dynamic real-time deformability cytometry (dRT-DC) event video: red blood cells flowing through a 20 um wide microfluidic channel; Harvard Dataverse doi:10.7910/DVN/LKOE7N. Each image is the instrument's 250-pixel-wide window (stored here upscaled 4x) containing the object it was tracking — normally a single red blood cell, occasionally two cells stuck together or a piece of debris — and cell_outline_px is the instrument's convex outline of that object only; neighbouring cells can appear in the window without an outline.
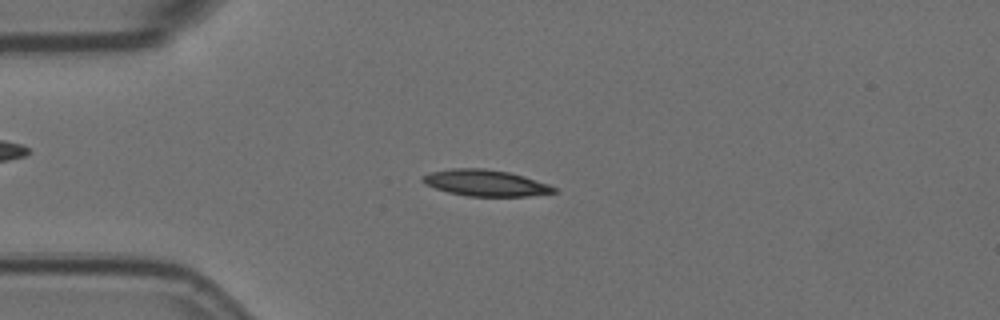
{"species": "Egyptian fruit bat (a non-hibernating species)", "species_latin": "Rousettus aegyptiacus", "temperature_condition": "room temperature", "stored_images_in_passage": 43, "camera_frame_rate_fps": 3000, "um_per_image_px": 0.085, "animal": {"sex": "female"}, "frame": {"image": 1, "passage_image": 1, "time_ms": 0.0, "image_size_px": [1000, 320], "cell_outline_px": [[556, 192], [528, 196], [468, 196], [448, 192], [424, 184], [420, 180], [420, 176], [432, 172], [452, 168], [484, 168], [508, 172], [524, 176], [548, 184], [556, 188]], "centroid_in_image_um": [41.23, 15.54], "position_along_channel_um": 43.8, "area_um2": 20.06}}
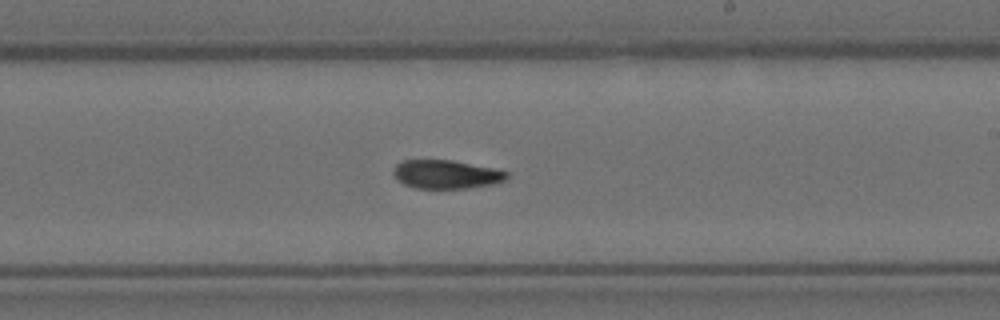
{"frame": {"image": 2, "passage_image": 20, "time_ms": 6.333, "image_size_px": [1000, 320], "cell_outline_px": [[508, 180], [492, 184], [468, 188], [416, 188], [404, 184], [396, 180], [392, 172], [396, 164], [404, 160], [452, 160], [492, 168], [508, 172]], "centroid_in_image_um": [37.91, 14.82], "position_along_channel_um": 251.1, "area_um2": 18.9}}
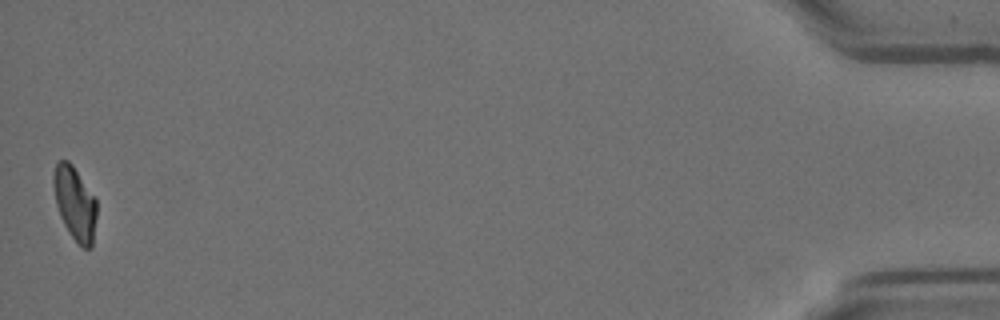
{"frame": {"image": 3, "passage_image": 43, "time_ms": 14.0, "image_size_px": [1000, 320], "cell_outline_px": [[96, 216], [92, 248], [80, 248], [68, 232], [60, 216], [56, 204], [52, 184], [52, 172], [56, 160], [68, 160], [72, 164], [96, 200]], "centroid_in_image_um": [6.33, 17.28], "position_along_channel_um": 428.9, "area_um2": 18.73}, "authors_computed_cell_mechanics": {"area_um2": 19.652, "velocity_mm_per_s": 3.579, "shape_relaxation_time_tau1_ms": 4.9674, "shape_relaxation_time_tau2_ms": 4.5172, "deformation_change_tau1": 0.1555, "deformation_change_tau2": 0.1007}}